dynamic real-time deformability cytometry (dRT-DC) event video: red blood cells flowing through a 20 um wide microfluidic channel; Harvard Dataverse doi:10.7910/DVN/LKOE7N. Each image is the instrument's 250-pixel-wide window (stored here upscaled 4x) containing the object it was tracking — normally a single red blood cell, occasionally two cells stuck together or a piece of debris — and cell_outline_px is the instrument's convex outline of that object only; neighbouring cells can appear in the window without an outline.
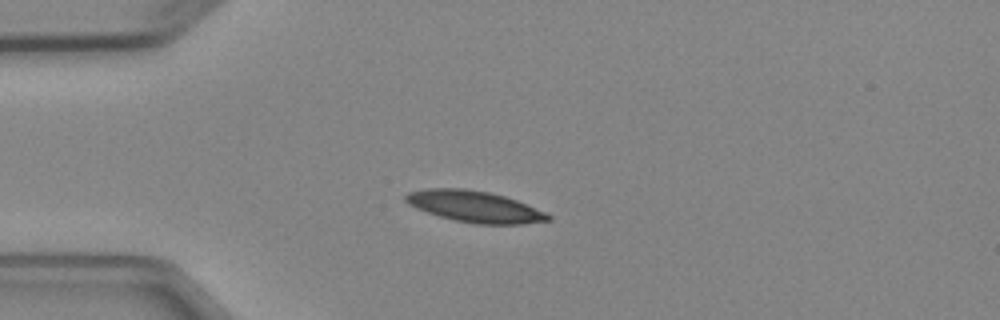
{"species": "Egyptian fruit bat (a non-hibernating species)", "species_latin": "Rousettus aegyptiacus", "temperature_condition": "cold", "stored_images_in_passage": 6, "camera_frame_rate_fps": 3000, "um_per_image_px": 0.085, "animal": {"sex": "female"}, "frame": {"image": 1, "passage_image": 3, "time_ms": 2.667, "image_size_px": [1000, 320], "cell_outline_px": [[552, 220], [524, 224], [476, 224], [456, 220], [440, 216], [416, 208], [408, 204], [404, 200], [404, 196], [408, 192], [428, 188], [464, 188], [488, 192], [504, 196], [516, 200], [544, 212], [552, 216]], "centroid_in_image_um": [40.33, 17.55], "position_along_channel_um": 44.7, "area_um2": 25.84}}